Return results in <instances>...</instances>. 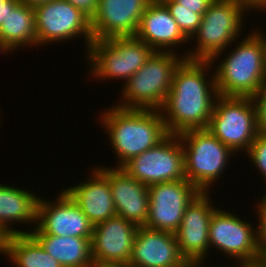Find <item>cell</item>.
I'll use <instances>...</instances> for the list:
<instances>
[{
	"label": "cell",
	"mask_w": 266,
	"mask_h": 267,
	"mask_svg": "<svg viewBox=\"0 0 266 267\" xmlns=\"http://www.w3.org/2000/svg\"><path fill=\"white\" fill-rule=\"evenodd\" d=\"M209 67L210 60L184 59L176 68L171 90L160 108L168 134L207 129L219 96L215 73L206 79Z\"/></svg>",
	"instance_id": "6da1fadb"
},
{
	"label": "cell",
	"mask_w": 266,
	"mask_h": 267,
	"mask_svg": "<svg viewBox=\"0 0 266 267\" xmlns=\"http://www.w3.org/2000/svg\"><path fill=\"white\" fill-rule=\"evenodd\" d=\"M263 199L262 200H260V202H259V204H258V206L263 210V211H265L266 212V194L265 195H263V197H262Z\"/></svg>",
	"instance_id": "e575fe53"
},
{
	"label": "cell",
	"mask_w": 266,
	"mask_h": 267,
	"mask_svg": "<svg viewBox=\"0 0 266 267\" xmlns=\"http://www.w3.org/2000/svg\"><path fill=\"white\" fill-rule=\"evenodd\" d=\"M208 195V192H200L194 198L185 209L181 224L174 233L179 251L188 263L202 262L210 249L209 224L217 208Z\"/></svg>",
	"instance_id": "9a60e30c"
},
{
	"label": "cell",
	"mask_w": 266,
	"mask_h": 267,
	"mask_svg": "<svg viewBox=\"0 0 266 267\" xmlns=\"http://www.w3.org/2000/svg\"><path fill=\"white\" fill-rule=\"evenodd\" d=\"M257 213L259 218L258 227V250L260 253V263H264L266 261V212L263 211L257 205Z\"/></svg>",
	"instance_id": "f1b7e54d"
},
{
	"label": "cell",
	"mask_w": 266,
	"mask_h": 267,
	"mask_svg": "<svg viewBox=\"0 0 266 267\" xmlns=\"http://www.w3.org/2000/svg\"><path fill=\"white\" fill-rule=\"evenodd\" d=\"M252 227L251 223L217 208L209 224V247L212 245L239 260L240 265L260 264L258 229Z\"/></svg>",
	"instance_id": "30bf717a"
},
{
	"label": "cell",
	"mask_w": 266,
	"mask_h": 267,
	"mask_svg": "<svg viewBox=\"0 0 266 267\" xmlns=\"http://www.w3.org/2000/svg\"><path fill=\"white\" fill-rule=\"evenodd\" d=\"M253 32L215 67L219 95L252 97L266 84V43L259 31Z\"/></svg>",
	"instance_id": "3957f363"
},
{
	"label": "cell",
	"mask_w": 266,
	"mask_h": 267,
	"mask_svg": "<svg viewBox=\"0 0 266 267\" xmlns=\"http://www.w3.org/2000/svg\"><path fill=\"white\" fill-rule=\"evenodd\" d=\"M0 41L9 52L25 45L38 47L34 8L21 0H8V15L0 27Z\"/></svg>",
	"instance_id": "44dd1931"
},
{
	"label": "cell",
	"mask_w": 266,
	"mask_h": 267,
	"mask_svg": "<svg viewBox=\"0 0 266 267\" xmlns=\"http://www.w3.org/2000/svg\"><path fill=\"white\" fill-rule=\"evenodd\" d=\"M247 156L254 166H257L259 172L266 179V136L258 133L254 141L252 142ZM266 181V180H265Z\"/></svg>",
	"instance_id": "484cf974"
},
{
	"label": "cell",
	"mask_w": 266,
	"mask_h": 267,
	"mask_svg": "<svg viewBox=\"0 0 266 267\" xmlns=\"http://www.w3.org/2000/svg\"><path fill=\"white\" fill-rule=\"evenodd\" d=\"M80 10L90 20L96 14L99 0H66Z\"/></svg>",
	"instance_id": "f546056e"
},
{
	"label": "cell",
	"mask_w": 266,
	"mask_h": 267,
	"mask_svg": "<svg viewBox=\"0 0 266 267\" xmlns=\"http://www.w3.org/2000/svg\"><path fill=\"white\" fill-rule=\"evenodd\" d=\"M152 0H99L90 20L93 40L135 36Z\"/></svg>",
	"instance_id": "2e32d148"
},
{
	"label": "cell",
	"mask_w": 266,
	"mask_h": 267,
	"mask_svg": "<svg viewBox=\"0 0 266 267\" xmlns=\"http://www.w3.org/2000/svg\"><path fill=\"white\" fill-rule=\"evenodd\" d=\"M100 118L117 154L118 168L154 147L168 135L160 110L112 106Z\"/></svg>",
	"instance_id": "7a4b0ae2"
},
{
	"label": "cell",
	"mask_w": 266,
	"mask_h": 267,
	"mask_svg": "<svg viewBox=\"0 0 266 267\" xmlns=\"http://www.w3.org/2000/svg\"><path fill=\"white\" fill-rule=\"evenodd\" d=\"M8 234L0 227V253L6 256Z\"/></svg>",
	"instance_id": "1f68e13d"
},
{
	"label": "cell",
	"mask_w": 266,
	"mask_h": 267,
	"mask_svg": "<svg viewBox=\"0 0 266 267\" xmlns=\"http://www.w3.org/2000/svg\"><path fill=\"white\" fill-rule=\"evenodd\" d=\"M154 50L136 36L93 40L88 48L91 74L98 78L130 79Z\"/></svg>",
	"instance_id": "52a82bcc"
},
{
	"label": "cell",
	"mask_w": 266,
	"mask_h": 267,
	"mask_svg": "<svg viewBox=\"0 0 266 267\" xmlns=\"http://www.w3.org/2000/svg\"><path fill=\"white\" fill-rule=\"evenodd\" d=\"M6 256L17 267H63L30 234H11Z\"/></svg>",
	"instance_id": "cb8c5ba5"
},
{
	"label": "cell",
	"mask_w": 266,
	"mask_h": 267,
	"mask_svg": "<svg viewBox=\"0 0 266 267\" xmlns=\"http://www.w3.org/2000/svg\"><path fill=\"white\" fill-rule=\"evenodd\" d=\"M244 12L245 9L237 1L214 0L202 15L197 31L190 38H197L195 50L186 52L183 57L189 60H210L213 64L221 52L232 41H236L239 32H242L241 21L243 14H246Z\"/></svg>",
	"instance_id": "5b68a950"
},
{
	"label": "cell",
	"mask_w": 266,
	"mask_h": 267,
	"mask_svg": "<svg viewBox=\"0 0 266 267\" xmlns=\"http://www.w3.org/2000/svg\"><path fill=\"white\" fill-rule=\"evenodd\" d=\"M34 11L38 45L83 35L88 50L93 41L90 19L71 3L52 0L35 7Z\"/></svg>",
	"instance_id": "8fae6325"
},
{
	"label": "cell",
	"mask_w": 266,
	"mask_h": 267,
	"mask_svg": "<svg viewBox=\"0 0 266 267\" xmlns=\"http://www.w3.org/2000/svg\"><path fill=\"white\" fill-rule=\"evenodd\" d=\"M203 262H190L187 267H200Z\"/></svg>",
	"instance_id": "8d00e7d4"
},
{
	"label": "cell",
	"mask_w": 266,
	"mask_h": 267,
	"mask_svg": "<svg viewBox=\"0 0 266 267\" xmlns=\"http://www.w3.org/2000/svg\"><path fill=\"white\" fill-rule=\"evenodd\" d=\"M56 201L50 203L39 198L36 228L26 234L92 237L93 225L64 190Z\"/></svg>",
	"instance_id": "5bb4252c"
},
{
	"label": "cell",
	"mask_w": 266,
	"mask_h": 267,
	"mask_svg": "<svg viewBox=\"0 0 266 267\" xmlns=\"http://www.w3.org/2000/svg\"><path fill=\"white\" fill-rule=\"evenodd\" d=\"M260 34H262V36H263V39H264V41H265V43H266V38H265V35H263V33H261V32H259Z\"/></svg>",
	"instance_id": "ab89813d"
},
{
	"label": "cell",
	"mask_w": 266,
	"mask_h": 267,
	"mask_svg": "<svg viewBox=\"0 0 266 267\" xmlns=\"http://www.w3.org/2000/svg\"><path fill=\"white\" fill-rule=\"evenodd\" d=\"M245 10L252 11L253 9H258L259 12L262 9L266 10V0H236ZM261 8V9H260Z\"/></svg>",
	"instance_id": "4dcf8cb0"
},
{
	"label": "cell",
	"mask_w": 266,
	"mask_h": 267,
	"mask_svg": "<svg viewBox=\"0 0 266 267\" xmlns=\"http://www.w3.org/2000/svg\"><path fill=\"white\" fill-rule=\"evenodd\" d=\"M8 15V0L3 3V6H0V27L2 22H5V19Z\"/></svg>",
	"instance_id": "d6a6232c"
},
{
	"label": "cell",
	"mask_w": 266,
	"mask_h": 267,
	"mask_svg": "<svg viewBox=\"0 0 266 267\" xmlns=\"http://www.w3.org/2000/svg\"><path fill=\"white\" fill-rule=\"evenodd\" d=\"M107 179L117 215L138 226H144L149 214L148 186L118 167H107Z\"/></svg>",
	"instance_id": "ac0fdd59"
},
{
	"label": "cell",
	"mask_w": 266,
	"mask_h": 267,
	"mask_svg": "<svg viewBox=\"0 0 266 267\" xmlns=\"http://www.w3.org/2000/svg\"><path fill=\"white\" fill-rule=\"evenodd\" d=\"M179 138L183 146L186 179L201 192H208L209 185L221 177L234 152L208 129L184 131Z\"/></svg>",
	"instance_id": "8992f818"
},
{
	"label": "cell",
	"mask_w": 266,
	"mask_h": 267,
	"mask_svg": "<svg viewBox=\"0 0 266 267\" xmlns=\"http://www.w3.org/2000/svg\"><path fill=\"white\" fill-rule=\"evenodd\" d=\"M178 56L176 52L154 51L146 63L125 81L121 92L123 100L116 106L160 110L171 90L174 72L185 59Z\"/></svg>",
	"instance_id": "277c9868"
},
{
	"label": "cell",
	"mask_w": 266,
	"mask_h": 267,
	"mask_svg": "<svg viewBox=\"0 0 266 267\" xmlns=\"http://www.w3.org/2000/svg\"><path fill=\"white\" fill-rule=\"evenodd\" d=\"M178 24L182 33L190 40L197 31L202 16L197 14V9L187 8H167Z\"/></svg>",
	"instance_id": "d4e9b609"
},
{
	"label": "cell",
	"mask_w": 266,
	"mask_h": 267,
	"mask_svg": "<svg viewBox=\"0 0 266 267\" xmlns=\"http://www.w3.org/2000/svg\"><path fill=\"white\" fill-rule=\"evenodd\" d=\"M174 233L139 226L126 267H187Z\"/></svg>",
	"instance_id": "e0dca14e"
},
{
	"label": "cell",
	"mask_w": 266,
	"mask_h": 267,
	"mask_svg": "<svg viewBox=\"0 0 266 267\" xmlns=\"http://www.w3.org/2000/svg\"><path fill=\"white\" fill-rule=\"evenodd\" d=\"M39 195L0 184V227L8 234H26L10 228L11 223H37ZM10 223V224H9Z\"/></svg>",
	"instance_id": "7402d4cb"
},
{
	"label": "cell",
	"mask_w": 266,
	"mask_h": 267,
	"mask_svg": "<svg viewBox=\"0 0 266 267\" xmlns=\"http://www.w3.org/2000/svg\"><path fill=\"white\" fill-rule=\"evenodd\" d=\"M167 8L197 9L201 16L214 0H160Z\"/></svg>",
	"instance_id": "83f0119b"
},
{
	"label": "cell",
	"mask_w": 266,
	"mask_h": 267,
	"mask_svg": "<svg viewBox=\"0 0 266 267\" xmlns=\"http://www.w3.org/2000/svg\"><path fill=\"white\" fill-rule=\"evenodd\" d=\"M149 214L147 228L175 233L185 209L201 192L187 179L148 186Z\"/></svg>",
	"instance_id": "7c38bea8"
},
{
	"label": "cell",
	"mask_w": 266,
	"mask_h": 267,
	"mask_svg": "<svg viewBox=\"0 0 266 267\" xmlns=\"http://www.w3.org/2000/svg\"><path fill=\"white\" fill-rule=\"evenodd\" d=\"M251 98L255 105L258 133L266 136V84Z\"/></svg>",
	"instance_id": "4316f807"
},
{
	"label": "cell",
	"mask_w": 266,
	"mask_h": 267,
	"mask_svg": "<svg viewBox=\"0 0 266 267\" xmlns=\"http://www.w3.org/2000/svg\"><path fill=\"white\" fill-rule=\"evenodd\" d=\"M122 169L146 186L186 179L179 135L168 134L154 147L133 157Z\"/></svg>",
	"instance_id": "9c48e42d"
},
{
	"label": "cell",
	"mask_w": 266,
	"mask_h": 267,
	"mask_svg": "<svg viewBox=\"0 0 266 267\" xmlns=\"http://www.w3.org/2000/svg\"><path fill=\"white\" fill-rule=\"evenodd\" d=\"M138 225L115 215L93 226L91 257L95 267H126Z\"/></svg>",
	"instance_id": "4fadbf2b"
},
{
	"label": "cell",
	"mask_w": 266,
	"mask_h": 267,
	"mask_svg": "<svg viewBox=\"0 0 266 267\" xmlns=\"http://www.w3.org/2000/svg\"><path fill=\"white\" fill-rule=\"evenodd\" d=\"M135 36L159 52H165V49L174 52L170 47L190 41L160 0H152L147 5Z\"/></svg>",
	"instance_id": "ffe728a7"
},
{
	"label": "cell",
	"mask_w": 266,
	"mask_h": 267,
	"mask_svg": "<svg viewBox=\"0 0 266 267\" xmlns=\"http://www.w3.org/2000/svg\"><path fill=\"white\" fill-rule=\"evenodd\" d=\"M6 0H0V6H3V3L5 2Z\"/></svg>",
	"instance_id": "f35d334b"
},
{
	"label": "cell",
	"mask_w": 266,
	"mask_h": 267,
	"mask_svg": "<svg viewBox=\"0 0 266 267\" xmlns=\"http://www.w3.org/2000/svg\"><path fill=\"white\" fill-rule=\"evenodd\" d=\"M23 1L26 5L35 8L39 5L46 4L52 0H21Z\"/></svg>",
	"instance_id": "836d02e7"
},
{
	"label": "cell",
	"mask_w": 266,
	"mask_h": 267,
	"mask_svg": "<svg viewBox=\"0 0 266 267\" xmlns=\"http://www.w3.org/2000/svg\"><path fill=\"white\" fill-rule=\"evenodd\" d=\"M207 129L234 154L247 153L258 135L252 98L219 95Z\"/></svg>",
	"instance_id": "ba28073f"
},
{
	"label": "cell",
	"mask_w": 266,
	"mask_h": 267,
	"mask_svg": "<svg viewBox=\"0 0 266 267\" xmlns=\"http://www.w3.org/2000/svg\"><path fill=\"white\" fill-rule=\"evenodd\" d=\"M238 267H266L264 263L256 264V265H237Z\"/></svg>",
	"instance_id": "d590c367"
},
{
	"label": "cell",
	"mask_w": 266,
	"mask_h": 267,
	"mask_svg": "<svg viewBox=\"0 0 266 267\" xmlns=\"http://www.w3.org/2000/svg\"><path fill=\"white\" fill-rule=\"evenodd\" d=\"M92 176L87 182H80L77 186L68 187L64 191L80 207L90 223H98L117 215L109 180L107 168L96 167L92 169Z\"/></svg>",
	"instance_id": "d6986e66"
},
{
	"label": "cell",
	"mask_w": 266,
	"mask_h": 267,
	"mask_svg": "<svg viewBox=\"0 0 266 267\" xmlns=\"http://www.w3.org/2000/svg\"><path fill=\"white\" fill-rule=\"evenodd\" d=\"M30 235L63 267H95L91 257L92 237Z\"/></svg>",
	"instance_id": "603a6c76"
},
{
	"label": "cell",
	"mask_w": 266,
	"mask_h": 267,
	"mask_svg": "<svg viewBox=\"0 0 266 267\" xmlns=\"http://www.w3.org/2000/svg\"><path fill=\"white\" fill-rule=\"evenodd\" d=\"M0 51L4 53L9 51L1 41H0Z\"/></svg>",
	"instance_id": "74e56055"
}]
</instances>
